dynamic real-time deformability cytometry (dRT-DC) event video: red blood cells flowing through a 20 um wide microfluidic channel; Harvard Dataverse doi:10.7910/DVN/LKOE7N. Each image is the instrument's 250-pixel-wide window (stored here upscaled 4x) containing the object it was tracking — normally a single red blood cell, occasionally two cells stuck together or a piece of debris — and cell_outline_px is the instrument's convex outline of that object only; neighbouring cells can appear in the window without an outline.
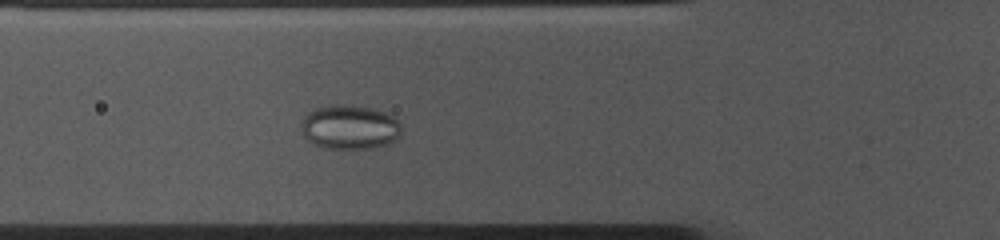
{"species": "common noctule bat (a hibernating species)", "species_latin": "Nyctalus noctula", "temperature_condition": "cold", "stored_images_in_passage": 54, "camera_frame_rate_fps": 3000, "um_per_image_px": 0.085, "animal": {"sex": "female", "body_mass_g": 10.0, "forearm_length_mm": 53.1}, "frame": {"image": 1, "passage_image": 17, "time_ms": 5.333, "image_size_px": [1000, 240], "cell_outline_px": [[400, 136], [396, 140], [388, 144], [372, 148], [324, 148], [312, 144], [304, 136], [300, 128], [300, 124], [304, 116], [308, 112], [316, 108], [336, 104], [344, 104], [368, 108], [384, 112], [392, 116], [400, 124]], "centroid_in_image_um": [29.69, 10.82], "position_along_channel_um": 96.1, "area_um2": 25.89}}
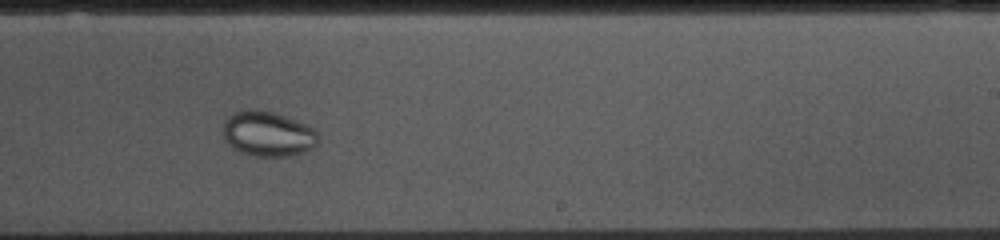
{"frame": {"image": 2, "passage_image": 31, "time_ms": 10.0, "image_size_px": [1000, 240], "cell_outline_px": [[316, 144], [312, 148], [304, 152], [288, 156], [256, 156], [240, 152], [232, 148], [224, 140], [224, 120], [232, 112], [248, 108], [256, 108], [272, 112], [284, 116], [304, 124], [312, 128], [316, 132]], "centroid_in_image_um": [22.7, 11.36], "position_along_channel_um": 266.3, "area_um2": 24.91}}
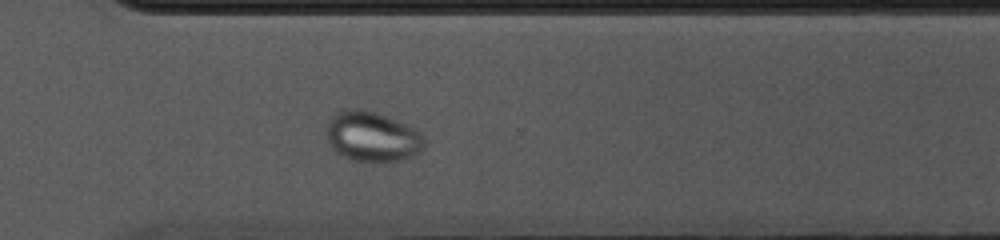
{"frame": {"image": 3, "passage_image": 37, "time_ms": 12.0, "image_size_px": [1000, 240], "cell_outline_px": [[424, 148], [420, 152], [404, 160], [380, 164], [372, 164], [352, 160], [340, 156], [328, 144], [328, 120], [336, 112], [344, 108], [360, 108], [376, 112], [416, 128], [420, 132], [424, 140]], "centroid_in_image_um": [31.64, 11.65], "position_along_channel_um": 339.0, "area_um2": 29.42}, "authors_computed_cell_mechanics": {"area_um2": 29.2757, "velocity_mm_per_s": 3.6382, "shape_relaxation_time_tau1_ms": null, "shape_relaxation_time_tau2_ms": 4.5635, "deformation_change_tau1": null, "deformation_change_tau2": 0.0223}}